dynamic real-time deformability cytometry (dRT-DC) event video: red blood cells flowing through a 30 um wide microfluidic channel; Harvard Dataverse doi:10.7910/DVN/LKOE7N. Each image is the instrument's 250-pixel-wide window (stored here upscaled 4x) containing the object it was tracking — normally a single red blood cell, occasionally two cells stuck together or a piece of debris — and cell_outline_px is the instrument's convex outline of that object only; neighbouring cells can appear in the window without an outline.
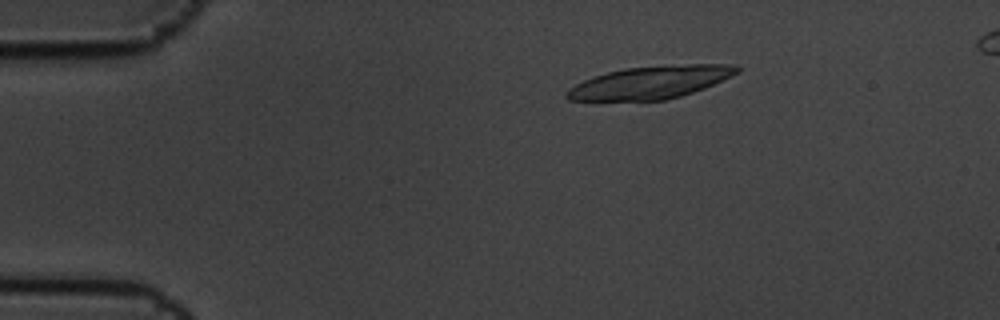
{"species": "common noctule bat (a hibernating species)", "species_latin": "Nyctalus noctula", "temperature_condition": "cold", "stored_images_in_passage": 4, "camera_frame_rate_fps": 3000, "um_per_image_px": 0.085, "animal": {"sex": "male", "body_mass_g": 19.5, "forearm_length_mm": 54.6}, "frame": {"image": 1, "passage_image": 2, "time_ms": 0.333, "image_size_px": [1000, 320], "cell_outline_px": [[740, 72], [732, 76], [704, 88], [680, 96], [664, 100], [568, 100], [564, 96], [564, 92], [568, 88], [584, 80], [608, 72], [624, 68], [688, 64], [732, 64], [740, 68]], "centroid_in_image_um": [55.29, 7.0], "position_along_channel_um": 29.7, "area_um2": 32.08}}